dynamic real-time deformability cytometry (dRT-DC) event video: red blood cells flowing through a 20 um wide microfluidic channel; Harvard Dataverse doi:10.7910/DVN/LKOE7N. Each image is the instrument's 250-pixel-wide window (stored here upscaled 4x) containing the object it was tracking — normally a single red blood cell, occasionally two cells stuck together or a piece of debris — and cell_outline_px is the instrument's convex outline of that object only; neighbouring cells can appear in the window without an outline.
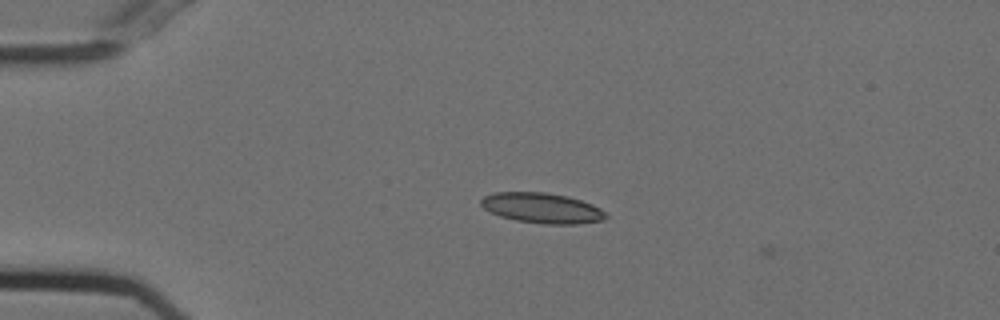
{"species": "Egyptian fruit bat (a non-hibernating species)", "species_latin": "Rousettus aegyptiacus", "temperature_condition": "cold", "stored_images_in_passage": 13, "camera_frame_rate_fps": 3000, "um_per_image_px": 0.085, "animal": {"sex": "female"}, "frame": {"image": 1, "passage_image": 12, "time_ms": 3.667, "image_size_px": [1000, 320], "cell_outline_px": [[608, 216], [604, 220], [576, 224], [544, 224], [516, 220], [500, 216], [484, 208], [480, 204], [480, 200], [484, 196], [496, 192], [544, 192], [568, 196], [592, 204], [600, 208]], "centroid_in_image_um": [46.08, 17.68], "position_along_channel_um": 38.9, "area_um2": 21.96}}